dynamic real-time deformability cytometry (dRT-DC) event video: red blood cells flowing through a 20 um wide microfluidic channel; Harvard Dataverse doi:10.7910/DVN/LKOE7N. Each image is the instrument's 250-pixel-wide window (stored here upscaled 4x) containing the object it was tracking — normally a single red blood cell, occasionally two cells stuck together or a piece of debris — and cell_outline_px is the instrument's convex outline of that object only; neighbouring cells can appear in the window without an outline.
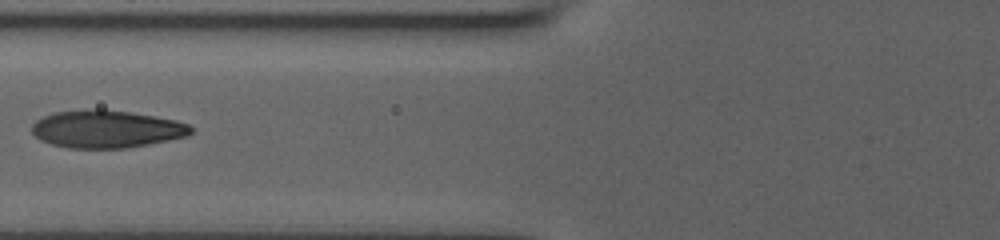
{"species": "human", "species_latin": "Homo sapiens", "temperature_condition": "room temperature", "stored_images_in_passage": 24, "segment_of_instrument_passage": [2, 2], "camera_frame_rate_fps": 3000, "um_per_image_px": 0.085, "donor": {"sex": "male"}, "frame": {"image": 1, "passage_image": 14, "time_ms": 7.0, "image_size_px": [1000, 240], "cell_outline_px": [[192, 132], [188, 136], [148, 144], [124, 148], [68, 148], [52, 144], [40, 140], [32, 132], [32, 124], [36, 120], [44, 116], [56, 112], [96, 108], [100, 108], [128, 112], [176, 120], [188, 124], [192, 128]], "centroid_in_image_um": [9.03, 10.97], "position_along_channel_um": 116.8, "area_um2": 34.74}}
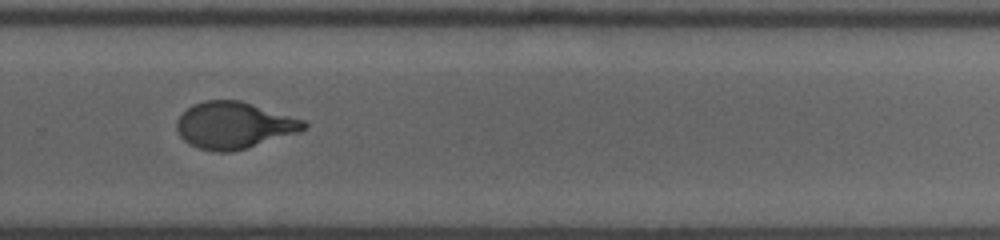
{"frame": {"image": 2, "passage_image": 19, "time_ms": 12.0, "image_size_px": [1000, 240], "cell_outline_px": [[308, 128], [300, 132], [248, 148], [228, 152], [212, 152], [196, 148], [188, 144], [180, 136], [176, 128], [176, 120], [192, 104], [204, 100], [240, 100], [304, 120], [308, 124]], "centroid_in_image_um": [19.88, 10.66], "position_along_channel_um": 309.9, "area_um2": 34.85}}
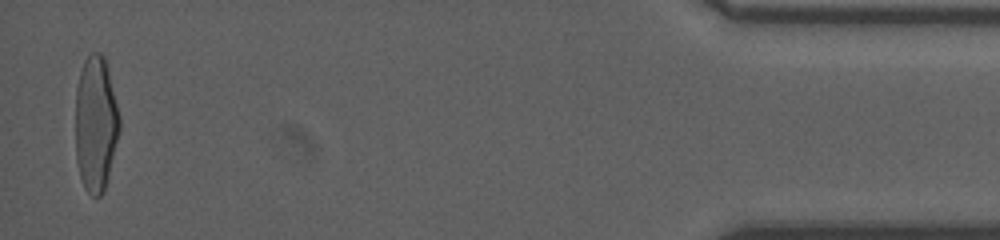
{"frame": {"image": 3, "passage_image": 24, "time_ms": 17.0, "image_size_px": [1000, 240], "cell_outline_px": [[120, 128], [104, 192], [100, 196], [92, 196], [84, 188], [80, 176], [76, 160], [76, 88], [80, 72], [84, 60], [92, 52], [100, 52], [104, 56], [120, 116]], "centroid_in_image_um": [8.13, 10.52], "position_along_channel_um": 427.1, "area_um2": 34.68}}